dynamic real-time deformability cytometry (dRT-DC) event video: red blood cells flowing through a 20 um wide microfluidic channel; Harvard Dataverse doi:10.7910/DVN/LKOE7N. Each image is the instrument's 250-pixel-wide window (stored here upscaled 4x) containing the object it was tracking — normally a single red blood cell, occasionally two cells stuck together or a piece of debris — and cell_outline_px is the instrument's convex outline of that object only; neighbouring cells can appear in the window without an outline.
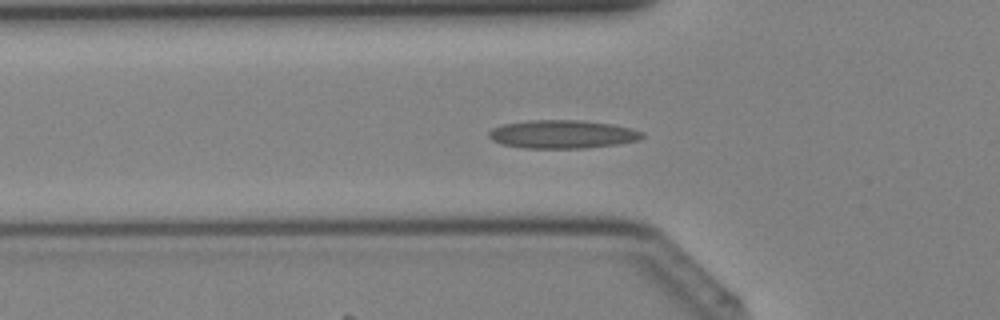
{"species": "Egyptian fruit bat (a non-hibernating species)", "species_latin": "Rousettus aegyptiacus", "temperature_condition": "cold", "stored_images_in_passage": 40, "camera_frame_rate_fps": 3000, "um_per_image_px": 0.085, "animal": {"sex": "female"}, "frame": {"image": 1, "passage_image": 13, "time_ms": 4.0, "image_size_px": [1000, 320], "cell_outline_px": [[644, 136], [640, 140], [620, 144], [588, 148], [524, 148], [500, 144], [492, 140], [488, 136], [488, 132], [492, 128], [504, 124], [528, 120], [580, 120], [612, 124], [632, 128], [644, 132]], "centroid_in_image_um": [47.83, 11.41], "position_along_channel_um": 78.0, "area_um2": 25.61}}
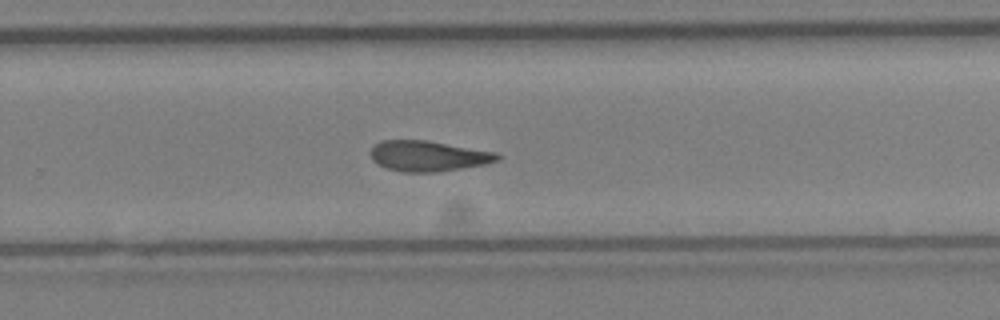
{"frame": {"image": 2, "passage_image": 26, "time_ms": 8.333, "image_size_px": [1000, 320], "cell_outline_px": [[500, 160], [484, 164], [436, 172], [404, 172], [388, 168], [372, 160], [372, 148], [376, 144], [384, 140], [424, 140], [496, 152], [500, 156]], "centroid_in_image_um": [36.42, 13.26], "position_along_channel_um": 293.4, "area_um2": 22.08}}
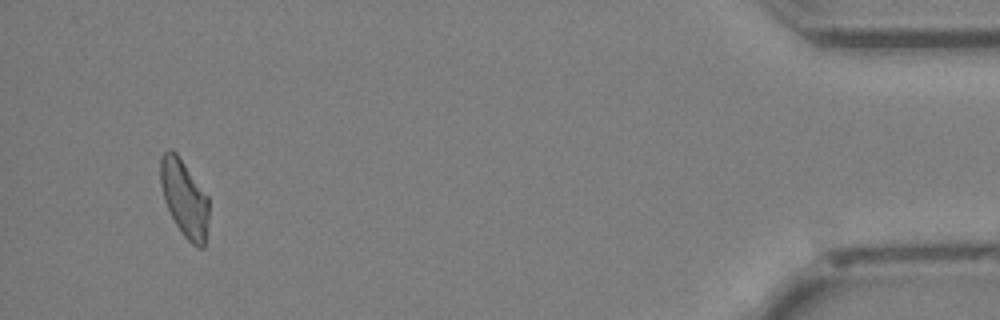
{"frame": {"image": 3, "passage_image": 38, "time_ms": 12.333, "image_size_px": [1000, 320], "cell_outline_px": [[208, 220], [204, 248], [200, 248], [192, 244], [184, 236], [176, 224], [164, 200], [160, 184], [160, 156], [168, 148], [172, 148], [176, 152], [208, 196]], "centroid_in_image_um": [15.66, 16.83], "position_along_channel_um": 419.5, "area_um2": 21.62}}